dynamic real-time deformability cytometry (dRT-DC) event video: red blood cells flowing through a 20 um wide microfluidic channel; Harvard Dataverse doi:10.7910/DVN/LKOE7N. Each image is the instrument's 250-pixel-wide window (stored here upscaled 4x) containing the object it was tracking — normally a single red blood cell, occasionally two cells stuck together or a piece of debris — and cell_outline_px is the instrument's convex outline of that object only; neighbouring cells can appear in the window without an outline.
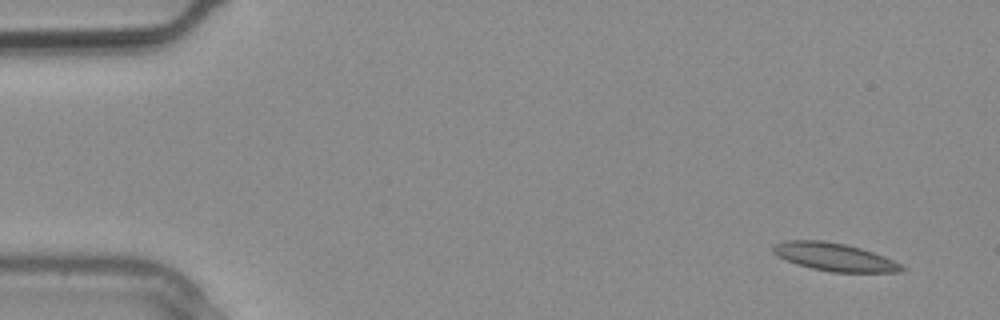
{"species": "common noctule bat (a hibernating species)", "species_latin": "Nyctalus noctula", "temperature_condition": "warm", "stored_images_in_passage": 3, "camera_frame_rate_fps": 3000, "um_per_image_px": 0.085, "animal": {"sex": "male", "body_mass_g": 20.4}, "frame": {"image": 1, "passage_image": 1, "time_ms": 0.0, "image_size_px": [1000, 320], "cell_outline_px": [[908, 268], [900, 272], [832, 272], [812, 268], [796, 264], [772, 252], [772, 244], [784, 240], [820, 240], [844, 244], [860, 248], [884, 256]], "centroid_in_image_um": [70.91, 21.84], "position_along_channel_um": 14.1, "area_um2": 20.81}}
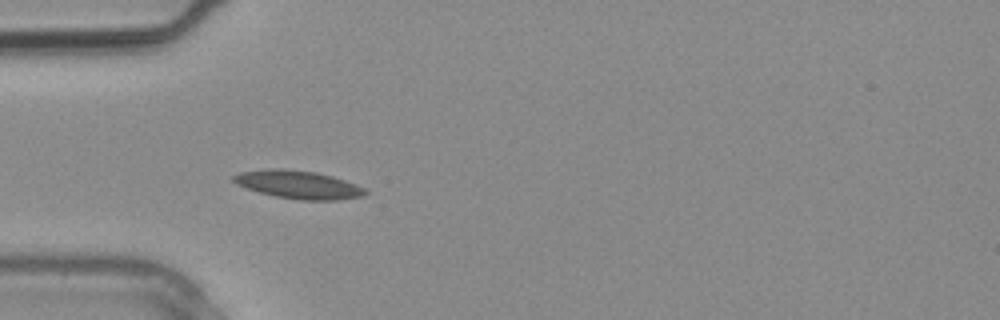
{"frame": {"image": 2, "passage_image": 3, "time_ms": 0.667, "image_size_px": [1000, 320], "cell_outline_px": [[368, 192], [364, 196], [336, 200], [300, 200], [276, 196], [260, 192], [236, 184], [232, 180], [232, 176], [240, 172], [272, 168], [284, 168], [316, 172], [332, 176], [344, 180], [364, 188]], "centroid_in_image_um": [25.36, 15.69], "position_along_channel_um": 59.6, "area_um2": 21.44}}